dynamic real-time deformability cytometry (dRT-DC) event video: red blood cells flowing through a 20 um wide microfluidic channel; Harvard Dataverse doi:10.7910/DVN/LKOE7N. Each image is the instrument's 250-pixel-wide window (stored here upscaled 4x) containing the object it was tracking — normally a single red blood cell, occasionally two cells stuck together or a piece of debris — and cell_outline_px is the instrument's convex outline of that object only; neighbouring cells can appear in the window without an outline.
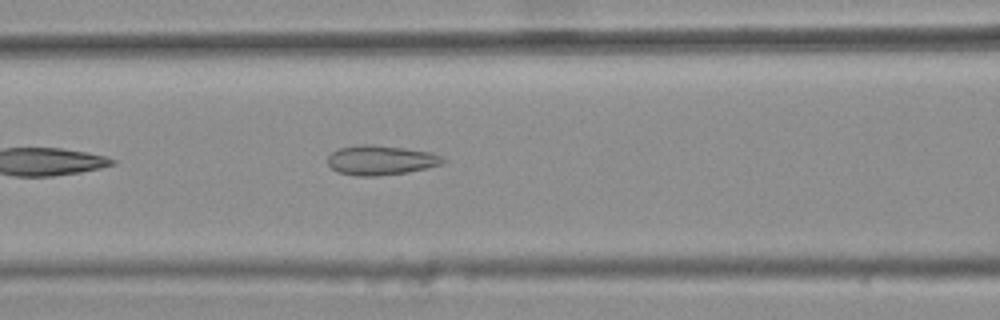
{"species": "common noctule bat (a hibernating species)", "species_latin": "Nyctalus noctula", "temperature_condition": "warm", "stored_images_in_passage": 6, "camera_frame_rate_fps": 3000, "um_per_image_px": 0.085, "animal": {"sex": "female", "body_mass_g": 25.1}, "frame": {"image": 1, "passage_image": 6, "time_ms": 1.667, "image_size_px": [1000, 320], "cell_outline_px": [[444, 160], [440, 164], [424, 168], [404, 172], [376, 176], [356, 176], [340, 172], [332, 168], [328, 164], [328, 156], [332, 152], [340, 148], [364, 144], [372, 144], [404, 148], [432, 152], [440, 156]], "centroid_in_image_um": [32.33, 13.6], "position_along_channel_um": 134.3, "area_um2": 19.48}}